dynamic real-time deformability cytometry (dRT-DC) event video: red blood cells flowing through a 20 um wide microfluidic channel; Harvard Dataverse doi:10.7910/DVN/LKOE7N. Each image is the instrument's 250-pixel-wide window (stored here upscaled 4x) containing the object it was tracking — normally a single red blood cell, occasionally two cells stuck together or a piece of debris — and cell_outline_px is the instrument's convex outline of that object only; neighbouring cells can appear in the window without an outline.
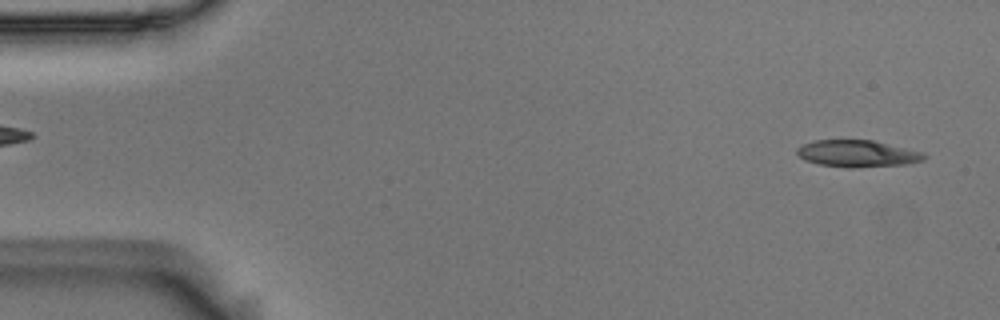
{"species": "Egyptian fruit bat (a non-hibernating species)", "species_latin": "Rousettus aegyptiacus", "temperature_condition": "room temperature", "stored_images_in_passage": 53, "camera_frame_rate_fps": 3000, "um_per_image_px": 0.085, "animal": {"sex": "male"}, "frame": {"image": 1, "passage_image": 2, "time_ms": 0.333, "image_size_px": [1000, 320], "cell_outline_px": [[928, 156], [924, 160], [904, 164], [852, 168], [848, 168], [820, 164], [804, 160], [796, 152], [796, 148], [804, 144], [816, 140], [872, 140], [920, 152]], "centroid_in_image_um": [72.84, 13.06], "position_along_channel_um": 12.2, "area_um2": 19.59}}
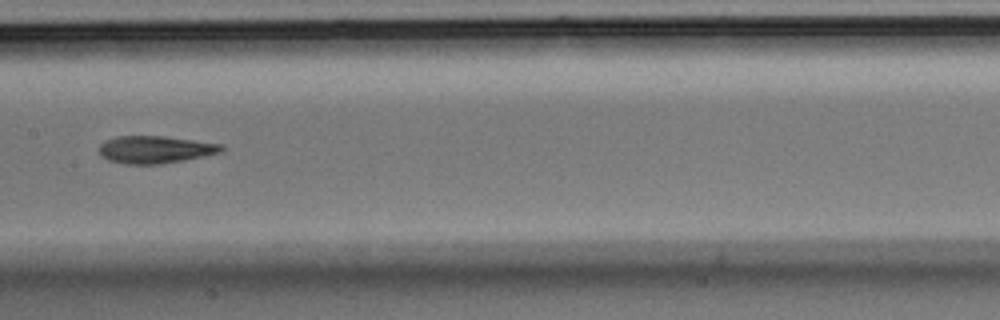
{"frame": {"image": 2, "passage_image": 26, "time_ms": 8.333, "image_size_px": [1000, 320], "cell_outline_px": [[224, 152], [184, 160], [160, 164], [128, 164], [108, 160], [100, 156], [100, 144], [104, 140], [116, 136], [164, 136], [224, 144]], "centroid_in_image_um": [13.21, 12.7], "position_along_channel_um": 194.2, "area_um2": 19.71}}
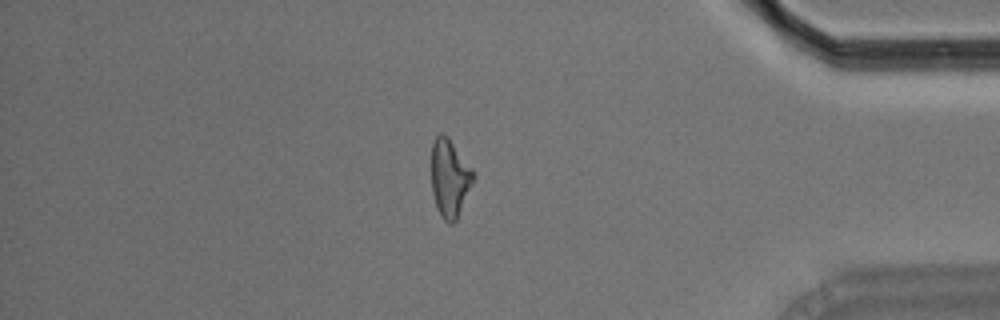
{"frame": {"image": 3, "passage_image": 45, "time_ms": 14.667, "image_size_px": [1000, 320], "cell_outline_px": [[476, 176], [456, 220], [452, 224], [448, 224], [440, 216], [436, 208], [432, 192], [432, 144], [436, 136], [440, 132], [444, 132], [448, 136], [476, 172]], "centroid_in_image_um": [38.24, 15.12], "position_along_channel_um": 397.0, "area_um2": 19.36}, "authors_computed_cell_mechanics": {"area_um2": 19.5942, "velocity_mm_per_s": 3.7091, "shape_relaxation_time_tau1_ms": 5.4036, "shape_relaxation_time_tau2_ms": 4.8757, "deformation_change_tau1": 0.1727, "deformation_change_tau2": 0.1458}}